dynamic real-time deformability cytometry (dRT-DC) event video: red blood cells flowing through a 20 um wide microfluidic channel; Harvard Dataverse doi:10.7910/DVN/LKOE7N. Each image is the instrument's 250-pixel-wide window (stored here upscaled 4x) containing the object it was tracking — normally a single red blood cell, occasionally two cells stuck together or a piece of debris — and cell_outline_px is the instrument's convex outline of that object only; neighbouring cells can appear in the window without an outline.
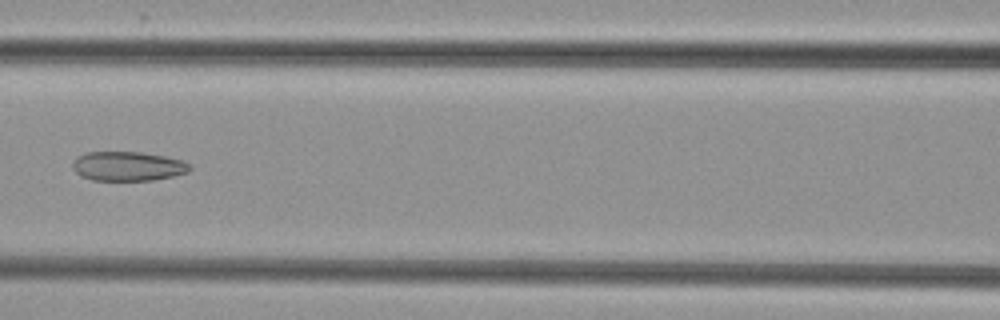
{"species": "common noctule bat (a hibernating species)", "species_latin": "Nyctalus noctula", "temperature_condition": "cold", "stored_images_in_passage": 4, "camera_frame_rate_fps": 3000, "um_per_image_px": 0.085, "animal": {"sex": "female", "body_mass_g": 29.2, "forearm_length_mm": 56.3}, "frame": {"image": 1, "passage_image": 4, "time_ms": 4.333, "image_size_px": [1000, 320], "cell_outline_px": [[192, 168], [188, 172], [172, 176], [152, 180], [92, 180], [80, 176], [72, 168], [72, 164], [76, 156], [88, 152], [140, 152], [164, 156], [184, 160]], "centroid_in_image_um": [10.85, 14.12], "position_along_channel_um": 155.8, "area_um2": 20.06}}